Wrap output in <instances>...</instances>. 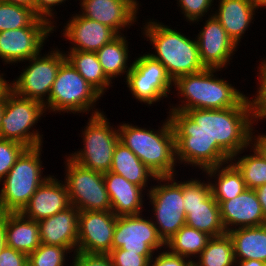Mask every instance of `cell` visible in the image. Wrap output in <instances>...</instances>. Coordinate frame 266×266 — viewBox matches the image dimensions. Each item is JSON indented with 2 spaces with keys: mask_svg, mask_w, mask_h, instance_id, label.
Here are the masks:
<instances>
[{
  "mask_svg": "<svg viewBox=\"0 0 266 266\" xmlns=\"http://www.w3.org/2000/svg\"><path fill=\"white\" fill-rule=\"evenodd\" d=\"M0 266H28V255L6 246L0 253Z\"/></svg>",
  "mask_w": 266,
  "mask_h": 266,
  "instance_id": "cell-41",
  "label": "cell"
},
{
  "mask_svg": "<svg viewBox=\"0 0 266 266\" xmlns=\"http://www.w3.org/2000/svg\"><path fill=\"white\" fill-rule=\"evenodd\" d=\"M216 70L205 68L176 78L173 83L187 101L171 110L185 112L191 109H225L237 106L246 96L224 79H215L213 73Z\"/></svg>",
  "mask_w": 266,
  "mask_h": 266,
  "instance_id": "cell-4",
  "label": "cell"
},
{
  "mask_svg": "<svg viewBox=\"0 0 266 266\" xmlns=\"http://www.w3.org/2000/svg\"><path fill=\"white\" fill-rule=\"evenodd\" d=\"M186 257L171 253L169 251L162 252L155 260H150V266H193V261L190 259L186 262ZM153 262V263H152Z\"/></svg>",
  "mask_w": 266,
  "mask_h": 266,
  "instance_id": "cell-42",
  "label": "cell"
},
{
  "mask_svg": "<svg viewBox=\"0 0 266 266\" xmlns=\"http://www.w3.org/2000/svg\"><path fill=\"white\" fill-rule=\"evenodd\" d=\"M144 30L157 52V55H150L164 65L173 81L180 76L205 69L200 59L197 40H190L157 22H148Z\"/></svg>",
  "mask_w": 266,
  "mask_h": 266,
  "instance_id": "cell-3",
  "label": "cell"
},
{
  "mask_svg": "<svg viewBox=\"0 0 266 266\" xmlns=\"http://www.w3.org/2000/svg\"><path fill=\"white\" fill-rule=\"evenodd\" d=\"M10 87V84L6 82L1 76H0V96Z\"/></svg>",
  "mask_w": 266,
  "mask_h": 266,
  "instance_id": "cell-51",
  "label": "cell"
},
{
  "mask_svg": "<svg viewBox=\"0 0 266 266\" xmlns=\"http://www.w3.org/2000/svg\"><path fill=\"white\" fill-rule=\"evenodd\" d=\"M101 95L65 59L58 70L55 81L45 102L52 111L86 112Z\"/></svg>",
  "mask_w": 266,
  "mask_h": 266,
  "instance_id": "cell-8",
  "label": "cell"
},
{
  "mask_svg": "<svg viewBox=\"0 0 266 266\" xmlns=\"http://www.w3.org/2000/svg\"><path fill=\"white\" fill-rule=\"evenodd\" d=\"M66 0H34V13L44 20L52 16V6L62 3ZM48 16V17H47Z\"/></svg>",
  "mask_w": 266,
  "mask_h": 266,
  "instance_id": "cell-43",
  "label": "cell"
},
{
  "mask_svg": "<svg viewBox=\"0 0 266 266\" xmlns=\"http://www.w3.org/2000/svg\"><path fill=\"white\" fill-rule=\"evenodd\" d=\"M220 168L221 165L205 170L210 177L216 173L219 174L216 184L210 182L211 193L216 201H227L236 198L247 189L241 173L232 163L221 170Z\"/></svg>",
  "mask_w": 266,
  "mask_h": 266,
  "instance_id": "cell-28",
  "label": "cell"
},
{
  "mask_svg": "<svg viewBox=\"0 0 266 266\" xmlns=\"http://www.w3.org/2000/svg\"><path fill=\"white\" fill-rule=\"evenodd\" d=\"M54 26H27L0 32V57L9 63L29 60L40 54Z\"/></svg>",
  "mask_w": 266,
  "mask_h": 266,
  "instance_id": "cell-15",
  "label": "cell"
},
{
  "mask_svg": "<svg viewBox=\"0 0 266 266\" xmlns=\"http://www.w3.org/2000/svg\"><path fill=\"white\" fill-rule=\"evenodd\" d=\"M41 147L26 148L5 176L0 192L3 211L21 212L39 186L48 178H41Z\"/></svg>",
  "mask_w": 266,
  "mask_h": 266,
  "instance_id": "cell-5",
  "label": "cell"
},
{
  "mask_svg": "<svg viewBox=\"0 0 266 266\" xmlns=\"http://www.w3.org/2000/svg\"><path fill=\"white\" fill-rule=\"evenodd\" d=\"M4 213L5 212L3 211L2 207H1V203H0V219L3 217Z\"/></svg>",
  "mask_w": 266,
  "mask_h": 266,
  "instance_id": "cell-54",
  "label": "cell"
},
{
  "mask_svg": "<svg viewBox=\"0 0 266 266\" xmlns=\"http://www.w3.org/2000/svg\"><path fill=\"white\" fill-rule=\"evenodd\" d=\"M72 266H113L109 254L76 252Z\"/></svg>",
  "mask_w": 266,
  "mask_h": 266,
  "instance_id": "cell-40",
  "label": "cell"
},
{
  "mask_svg": "<svg viewBox=\"0 0 266 266\" xmlns=\"http://www.w3.org/2000/svg\"><path fill=\"white\" fill-rule=\"evenodd\" d=\"M166 121L158 132L129 124H123L118 129L120 142L128 147L156 177L174 176L175 135L170 120Z\"/></svg>",
  "mask_w": 266,
  "mask_h": 266,
  "instance_id": "cell-2",
  "label": "cell"
},
{
  "mask_svg": "<svg viewBox=\"0 0 266 266\" xmlns=\"http://www.w3.org/2000/svg\"><path fill=\"white\" fill-rule=\"evenodd\" d=\"M157 217V232L164 242H167L184 225H186L185 211L154 210Z\"/></svg>",
  "mask_w": 266,
  "mask_h": 266,
  "instance_id": "cell-35",
  "label": "cell"
},
{
  "mask_svg": "<svg viewBox=\"0 0 266 266\" xmlns=\"http://www.w3.org/2000/svg\"><path fill=\"white\" fill-rule=\"evenodd\" d=\"M51 23L39 18L32 8L0 0V32L27 26H52Z\"/></svg>",
  "mask_w": 266,
  "mask_h": 266,
  "instance_id": "cell-31",
  "label": "cell"
},
{
  "mask_svg": "<svg viewBox=\"0 0 266 266\" xmlns=\"http://www.w3.org/2000/svg\"><path fill=\"white\" fill-rule=\"evenodd\" d=\"M217 202L226 233L231 229L230 225H240L238 228H245L266 224L261 204L254 189H246L236 198Z\"/></svg>",
  "mask_w": 266,
  "mask_h": 266,
  "instance_id": "cell-18",
  "label": "cell"
},
{
  "mask_svg": "<svg viewBox=\"0 0 266 266\" xmlns=\"http://www.w3.org/2000/svg\"><path fill=\"white\" fill-rule=\"evenodd\" d=\"M166 183L149 190L154 210L185 211L182 182Z\"/></svg>",
  "mask_w": 266,
  "mask_h": 266,
  "instance_id": "cell-33",
  "label": "cell"
},
{
  "mask_svg": "<svg viewBox=\"0 0 266 266\" xmlns=\"http://www.w3.org/2000/svg\"><path fill=\"white\" fill-rule=\"evenodd\" d=\"M6 237V213H4L0 219V253L7 246Z\"/></svg>",
  "mask_w": 266,
  "mask_h": 266,
  "instance_id": "cell-46",
  "label": "cell"
},
{
  "mask_svg": "<svg viewBox=\"0 0 266 266\" xmlns=\"http://www.w3.org/2000/svg\"><path fill=\"white\" fill-rule=\"evenodd\" d=\"M120 34L101 49L96 51L97 58L102 66L105 75L111 78L121 75L123 72H129L131 66H126L128 60L127 40ZM128 68L127 71H125Z\"/></svg>",
  "mask_w": 266,
  "mask_h": 266,
  "instance_id": "cell-29",
  "label": "cell"
},
{
  "mask_svg": "<svg viewBox=\"0 0 266 266\" xmlns=\"http://www.w3.org/2000/svg\"><path fill=\"white\" fill-rule=\"evenodd\" d=\"M106 120L101 112L92 113L83 133L84 149L70 157L83 167L103 174L110 171L114 150L120 141L118 130L110 128Z\"/></svg>",
  "mask_w": 266,
  "mask_h": 266,
  "instance_id": "cell-7",
  "label": "cell"
},
{
  "mask_svg": "<svg viewBox=\"0 0 266 266\" xmlns=\"http://www.w3.org/2000/svg\"><path fill=\"white\" fill-rule=\"evenodd\" d=\"M136 0H82L81 16L97 21L113 29L118 35L122 27L136 20Z\"/></svg>",
  "mask_w": 266,
  "mask_h": 266,
  "instance_id": "cell-17",
  "label": "cell"
},
{
  "mask_svg": "<svg viewBox=\"0 0 266 266\" xmlns=\"http://www.w3.org/2000/svg\"><path fill=\"white\" fill-rule=\"evenodd\" d=\"M108 254L113 266H150V260L153 258V255H139L121 248L113 249Z\"/></svg>",
  "mask_w": 266,
  "mask_h": 266,
  "instance_id": "cell-38",
  "label": "cell"
},
{
  "mask_svg": "<svg viewBox=\"0 0 266 266\" xmlns=\"http://www.w3.org/2000/svg\"><path fill=\"white\" fill-rule=\"evenodd\" d=\"M110 171L123 176L127 181L145 188L148 177L154 180L173 181L174 177H156V175L122 142L116 144Z\"/></svg>",
  "mask_w": 266,
  "mask_h": 266,
  "instance_id": "cell-25",
  "label": "cell"
},
{
  "mask_svg": "<svg viewBox=\"0 0 266 266\" xmlns=\"http://www.w3.org/2000/svg\"><path fill=\"white\" fill-rule=\"evenodd\" d=\"M254 190L257 194L258 201L261 204V208L266 221V184L261 185Z\"/></svg>",
  "mask_w": 266,
  "mask_h": 266,
  "instance_id": "cell-45",
  "label": "cell"
},
{
  "mask_svg": "<svg viewBox=\"0 0 266 266\" xmlns=\"http://www.w3.org/2000/svg\"><path fill=\"white\" fill-rule=\"evenodd\" d=\"M126 76L127 87L134 97L149 105L167 97V92H170L174 82L164 65L150 54L137 58Z\"/></svg>",
  "mask_w": 266,
  "mask_h": 266,
  "instance_id": "cell-12",
  "label": "cell"
},
{
  "mask_svg": "<svg viewBox=\"0 0 266 266\" xmlns=\"http://www.w3.org/2000/svg\"><path fill=\"white\" fill-rule=\"evenodd\" d=\"M193 266H233L236 263L234 248L228 233L212 237Z\"/></svg>",
  "mask_w": 266,
  "mask_h": 266,
  "instance_id": "cell-32",
  "label": "cell"
},
{
  "mask_svg": "<svg viewBox=\"0 0 266 266\" xmlns=\"http://www.w3.org/2000/svg\"><path fill=\"white\" fill-rule=\"evenodd\" d=\"M256 4H257V7L261 8V6H266V0H255Z\"/></svg>",
  "mask_w": 266,
  "mask_h": 266,
  "instance_id": "cell-53",
  "label": "cell"
},
{
  "mask_svg": "<svg viewBox=\"0 0 266 266\" xmlns=\"http://www.w3.org/2000/svg\"><path fill=\"white\" fill-rule=\"evenodd\" d=\"M26 148L19 142L0 138V181L8 174Z\"/></svg>",
  "mask_w": 266,
  "mask_h": 266,
  "instance_id": "cell-37",
  "label": "cell"
},
{
  "mask_svg": "<svg viewBox=\"0 0 266 266\" xmlns=\"http://www.w3.org/2000/svg\"><path fill=\"white\" fill-rule=\"evenodd\" d=\"M257 8L255 0H220L219 11L214 16L238 45Z\"/></svg>",
  "mask_w": 266,
  "mask_h": 266,
  "instance_id": "cell-23",
  "label": "cell"
},
{
  "mask_svg": "<svg viewBox=\"0 0 266 266\" xmlns=\"http://www.w3.org/2000/svg\"><path fill=\"white\" fill-rule=\"evenodd\" d=\"M33 56L29 59L31 62L19 78L10 84V89L17 95L38 101L45 104L43 100L45 94L49 95L56 79L61 63L66 59V55L59 50L51 51L46 57ZM43 97V98H42Z\"/></svg>",
  "mask_w": 266,
  "mask_h": 266,
  "instance_id": "cell-11",
  "label": "cell"
},
{
  "mask_svg": "<svg viewBox=\"0 0 266 266\" xmlns=\"http://www.w3.org/2000/svg\"><path fill=\"white\" fill-rule=\"evenodd\" d=\"M140 215L117 216L112 250L121 248L139 255H153V251L165 246L154 222Z\"/></svg>",
  "mask_w": 266,
  "mask_h": 266,
  "instance_id": "cell-13",
  "label": "cell"
},
{
  "mask_svg": "<svg viewBox=\"0 0 266 266\" xmlns=\"http://www.w3.org/2000/svg\"><path fill=\"white\" fill-rule=\"evenodd\" d=\"M6 236L7 246L27 255L41 244L38 221L21 212H6Z\"/></svg>",
  "mask_w": 266,
  "mask_h": 266,
  "instance_id": "cell-24",
  "label": "cell"
},
{
  "mask_svg": "<svg viewBox=\"0 0 266 266\" xmlns=\"http://www.w3.org/2000/svg\"><path fill=\"white\" fill-rule=\"evenodd\" d=\"M66 251L70 249L41 243L28 255V266H64Z\"/></svg>",
  "mask_w": 266,
  "mask_h": 266,
  "instance_id": "cell-36",
  "label": "cell"
},
{
  "mask_svg": "<svg viewBox=\"0 0 266 266\" xmlns=\"http://www.w3.org/2000/svg\"><path fill=\"white\" fill-rule=\"evenodd\" d=\"M168 118L175 135L176 159L204 168L205 172L228 164L247 148L252 141L256 105L245 97L235 107L172 110Z\"/></svg>",
  "mask_w": 266,
  "mask_h": 266,
  "instance_id": "cell-1",
  "label": "cell"
},
{
  "mask_svg": "<svg viewBox=\"0 0 266 266\" xmlns=\"http://www.w3.org/2000/svg\"><path fill=\"white\" fill-rule=\"evenodd\" d=\"M15 5L32 8L34 10V0H1Z\"/></svg>",
  "mask_w": 266,
  "mask_h": 266,
  "instance_id": "cell-49",
  "label": "cell"
},
{
  "mask_svg": "<svg viewBox=\"0 0 266 266\" xmlns=\"http://www.w3.org/2000/svg\"><path fill=\"white\" fill-rule=\"evenodd\" d=\"M44 104L14 93L10 87L5 91V108L1 117L0 138L13 140L27 148L41 146V135L30 132L31 126L43 115Z\"/></svg>",
  "mask_w": 266,
  "mask_h": 266,
  "instance_id": "cell-6",
  "label": "cell"
},
{
  "mask_svg": "<svg viewBox=\"0 0 266 266\" xmlns=\"http://www.w3.org/2000/svg\"><path fill=\"white\" fill-rule=\"evenodd\" d=\"M266 117V95L256 104V119Z\"/></svg>",
  "mask_w": 266,
  "mask_h": 266,
  "instance_id": "cell-48",
  "label": "cell"
},
{
  "mask_svg": "<svg viewBox=\"0 0 266 266\" xmlns=\"http://www.w3.org/2000/svg\"><path fill=\"white\" fill-rule=\"evenodd\" d=\"M66 59L100 95H103L111 80L103 72L95 52L71 50Z\"/></svg>",
  "mask_w": 266,
  "mask_h": 266,
  "instance_id": "cell-27",
  "label": "cell"
},
{
  "mask_svg": "<svg viewBox=\"0 0 266 266\" xmlns=\"http://www.w3.org/2000/svg\"><path fill=\"white\" fill-rule=\"evenodd\" d=\"M186 225L212 237L226 234L218 202L211 193L210 183L198 180L182 182Z\"/></svg>",
  "mask_w": 266,
  "mask_h": 266,
  "instance_id": "cell-10",
  "label": "cell"
},
{
  "mask_svg": "<svg viewBox=\"0 0 266 266\" xmlns=\"http://www.w3.org/2000/svg\"><path fill=\"white\" fill-rule=\"evenodd\" d=\"M213 0H179L180 7L189 21H199L212 5Z\"/></svg>",
  "mask_w": 266,
  "mask_h": 266,
  "instance_id": "cell-39",
  "label": "cell"
},
{
  "mask_svg": "<svg viewBox=\"0 0 266 266\" xmlns=\"http://www.w3.org/2000/svg\"><path fill=\"white\" fill-rule=\"evenodd\" d=\"M65 28L64 36L75 43L71 50L96 52L118 36L108 26L80 14L72 17Z\"/></svg>",
  "mask_w": 266,
  "mask_h": 266,
  "instance_id": "cell-21",
  "label": "cell"
},
{
  "mask_svg": "<svg viewBox=\"0 0 266 266\" xmlns=\"http://www.w3.org/2000/svg\"><path fill=\"white\" fill-rule=\"evenodd\" d=\"M116 222L112 211H79L77 252L108 254Z\"/></svg>",
  "mask_w": 266,
  "mask_h": 266,
  "instance_id": "cell-14",
  "label": "cell"
},
{
  "mask_svg": "<svg viewBox=\"0 0 266 266\" xmlns=\"http://www.w3.org/2000/svg\"><path fill=\"white\" fill-rule=\"evenodd\" d=\"M65 186L70 204L79 211H111L103 173L88 169L72 160H66Z\"/></svg>",
  "mask_w": 266,
  "mask_h": 266,
  "instance_id": "cell-9",
  "label": "cell"
},
{
  "mask_svg": "<svg viewBox=\"0 0 266 266\" xmlns=\"http://www.w3.org/2000/svg\"><path fill=\"white\" fill-rule=\"evenodd\" d=\"M239 266H266L265 262L259 260H239Z\"/></svg>",
  "mask_w": 266,
  "mask_h": 266,
  "instance_id": "cell-50",
  "label": "cell"
},
{
  "mask_svg": "<svg viewBox=\"0 0 266 266\" xmlns=\"http://www.w3.org/2000/svg\"><path fill=\"white\" fill-rule=\"evenodd\" d=\"M212 238L208 233L184 225L174 234L165 245L170 248V252L186 257L200 254Z\"/></svg>",
  "mask_w": 266,
  "mask_h": 266,
  "instance_id": "cell-30",
  "label": "cell"
},
{
  "mask_svg": "<svg viewBox=\"0 0 266 266\" xmlns=\"http://www.w3.org/2000/svg\"><path fill=\"white\" fill-rule=\"evenodd\" d=\"M111 211L116 216L138 215L142 210V187L111 171L103 174ZM141 209V210H140Z\"/></svg>",
  "mask_w": 266,
  "mask_h": 266,
  "instance_id": "cell-22",
  "label": "cell"
},
{
  "mask_svg": "<svg viewBox=\"0 0 266 266\" xmlns=\"http://www.w3.org/2000/svg\"><path fill=\"white\" fill-rule=\"evenodd\" d=\"M259 74L260 87L258 89V94L257 97L254 98V100L252 98V101L255 105L266 95V61L261 63Z\"/></svg>",
  "mask_w": 266,
  "mask_h": 266,
  "instance_id": "cell-44",
  "label": "cell"
},
{
  "mask_svg": "<svg viewBox=\"0 0 266 266\" xmlns=\"http://www.w3.org/2000/svg\"><path fill=\"white\" fill-rule=\"evenodd\" d=\"M5 108V92L0 96V130H1V117Z\"/></svg>",
  "mask_w": 266,
  "mask_h": 266,
  "instance_id": "cell-52",
  "label": "cell"
},
{
  "mask_svg": "<svg viewBox=\"0 0 266 266\" xmlns=\"http://www.w3.org/2000/svg\"><path fill=\"white\" fill-rule=\"evenodd\" d=\"M40 241L45 245L65 247L77 252L79 210L70 206L66 210L38 221Z\"/></svg>",
  "mask_w": 266,
  "mask_h": 266,
  "instance_id": "cell-20",
  "label": "cell"
},
{
  "mask_svg": "<svg viewBox=\"0 0 266 266\" xmlns=\"http://www.w3.org/2000/svg\"><path fill=\"white\" fill-rule=\"evenodd\" d=\"M239 260H259L266 263V224L256 227L232 228L228 232Z\"/></svg>",
  "mask_w": 266,
  "mask_h": 266,
  "instance_id": "cell-26",
  "label": "cell"
},
{
  "mask_svg": "<svg viewBox=\"0 0 266 266\" xmlns=\"http://www.w3.org/2000/svg\"><path fill=\"white\" fill-rule=\"evenodd\" d=\"M198 35V48L205 68L220 69L229 62L237 45L214 15L206 21Z\"/></svg>",
  "mask_w": 266,
  "mask_h": 266,
  "instance_id": "cell-16",
  "label": "cell"
},
{
  "mask_svg": "<svg viewBox=\"0 0 266 266\" xmlns=\"http://www.w3.org/2000/svg\"><path fill=\"white\" fill-rule=\"evenodd\" d=\"M254 155L243 156L232 164L241 173L247 189H256L266 184V160L253 148Z\"/></svg>",
  "mask_w": 266,
  "mask_h": 266,
  "instance_id": "cell-34",
  "label": "cell"
},
{
  "mask_svg": "<svg viewBox=\"0 0 266 266\" xmlns=\"http://www.w3.org/2000/svg\"><path fill=\"white\" fill-rule=\"evenodd\" d=\"M254 140L256 141L254 142L255 147L253 148H255L266 160V135H261V136L259 135Z\"/></svg>",
  "mask_w": 266,
  "mask_h": 266,
  "instance_id": "cell-47",
  "label": "cell"
},
{
  "mask_svg": "<svg viewBox=\"0 0 266 266\" xmlns=\"http://www.w3.org/2000/svg\"><path fill=\"white\" fill-rule=\"evenodd\" d=\"M70 206L65 184L49 176L39 186L21 213L29 219L40 221L62 212Z\"/></svg>",
  "mask_w": 266,
  "mask_h": 266,
  "instance_id": "cell-19",
  "label": "cell"
}]
</instances>
